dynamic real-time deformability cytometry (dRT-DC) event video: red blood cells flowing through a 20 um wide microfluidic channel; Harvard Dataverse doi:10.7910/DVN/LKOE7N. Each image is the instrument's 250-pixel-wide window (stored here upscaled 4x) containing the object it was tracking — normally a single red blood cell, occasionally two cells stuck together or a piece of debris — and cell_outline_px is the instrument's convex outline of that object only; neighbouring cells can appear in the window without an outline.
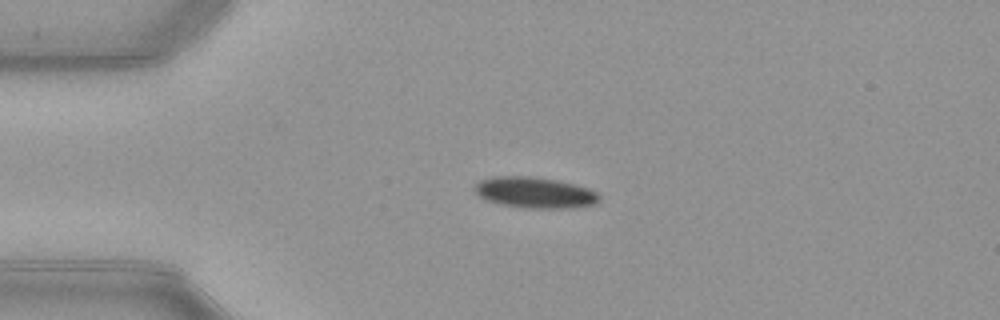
{"species": "common noctule bat (a hibernating species)", "species_latin": "Nyctalus noctula", "temperature_condition": "warm", "stored_images_in_passage": 49, "camera_frame_rate_fps": 3000, "um_per_image_px": 0.085, "animal": {"sex": "female", "body_mass_g": 21.9}, "frame": {"image": 1, "passage_image": 10, "time_ms": 3.0, "image_size_px": [1000, 320], "cell_outline_px": [[600, 200], [596, 204], [568, 208], [524, 208], [500, 204], [484, 200], [476, 192], [476, 184], [480, 180], [492, 176], [532, 176], [556, 180], [576, 184], [588, 188], [596, 192], [600, 196]], "centroid_in_image_um": [45.47, 16.37], "position_along_channel_um": 39.5, "area_um2": 22.6}}
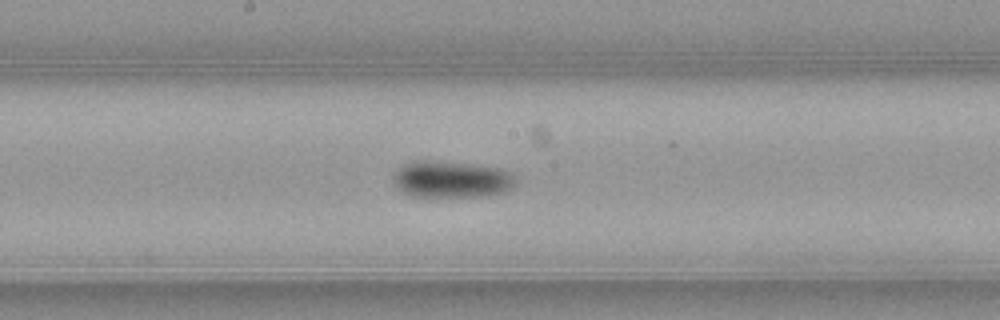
{"frame": {"image": 2, "passage_image": 25, "time_ms": 8.0, "image_size_px": [1000, 320], "cell_outline_px": [[516, 184], [512, 188], [504, 192], [480, 196], [412, 196], [400, 192], [396, 188], [392, 180], [392, 176], [404, 164], [412, 160], [432, 160], [472, 164], [496, 168], [512, 172], [516, 180]], "centroid_in_image_um": [38.34, 15.24], "position_along_channel_um": 209.9, "area_um2": 26.36}}
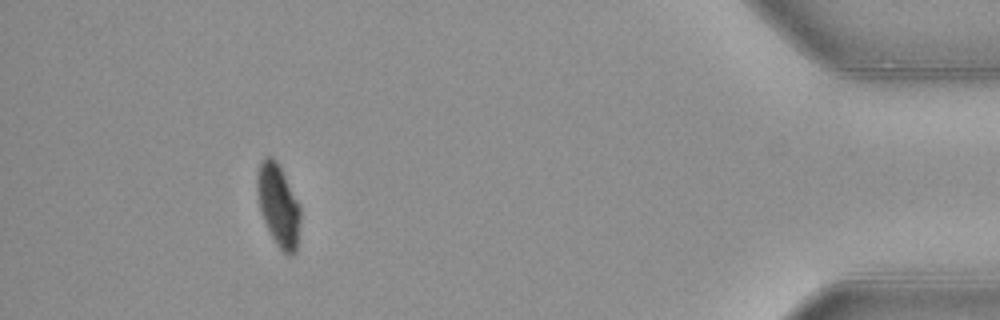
{"frame": {"image": 3, "passage_image": 45, "time_ms": 14.667, "image_size_px": [1000, 320], "cell_outline_px": [[300, 220], [296, 252], [292, 256], [288, 256], [276, 244], [264, 220], [260, 208], [256, 188], [256, 176], [260, 164], [264, 156], [272, 156], [276, 160], [300, 204]], "centroid_in_image_um": [23.66, 17.44], "position_along_channel_um": 411.5, "area_um2": 20.58}, "authors_computed_cell_mechanics": {"area_um2": 23.3512, "velocity_mm_per_s": 3.9797, "shape_relaxation_time_tau1_ms": 2.9251, "shape_relaxation_time_tau2_ms": 5.4763, "deformation_change_tau1": 0.1093, "deformation_change_tau2": 0.0518}}